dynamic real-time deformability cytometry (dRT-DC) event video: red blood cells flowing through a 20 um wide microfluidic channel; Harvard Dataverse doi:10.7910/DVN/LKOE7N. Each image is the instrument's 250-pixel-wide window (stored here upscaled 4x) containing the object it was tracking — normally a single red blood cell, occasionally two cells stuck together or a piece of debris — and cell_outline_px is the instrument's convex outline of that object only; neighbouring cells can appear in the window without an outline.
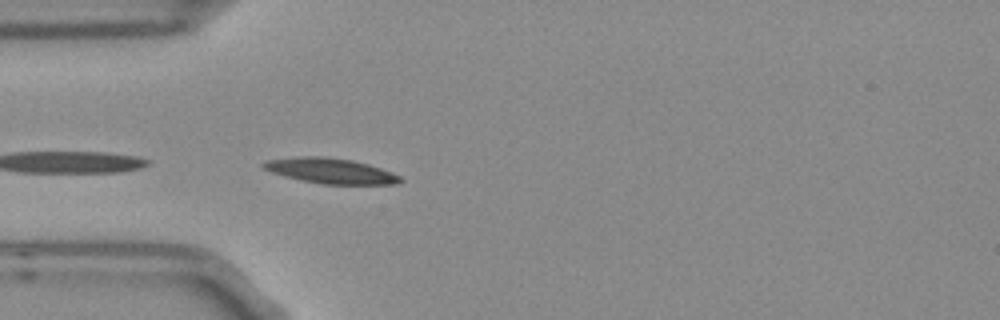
{"species": "Egyptian fruit bat (a non-hibernating species)", "species_latin": "Rousettus aegyptiacus", "temperature_condition": "room temperature", "stored_images_in_passage": 3, "camera_frame_rate_fps": 3000, "um_per_image_px": 0.085, "frame": {"image": 1, "passage_image": 3, "time_ms": 0.667, "image_size_px": [1000, 320], "cell_outline_px": [[404, 180], [396, 184], [324, 184], [300, 180], [284, 176], [272, 172], [264, 168], [260, 164], [264, 160], [300, 156], [324, 156], [352, 160], [368, 164], [392, 172], [400, 176]], "centroid_in_image_um": [28.08, 14.51], "position_along_channel_um": 56.9, "area_um2": 20.23}}